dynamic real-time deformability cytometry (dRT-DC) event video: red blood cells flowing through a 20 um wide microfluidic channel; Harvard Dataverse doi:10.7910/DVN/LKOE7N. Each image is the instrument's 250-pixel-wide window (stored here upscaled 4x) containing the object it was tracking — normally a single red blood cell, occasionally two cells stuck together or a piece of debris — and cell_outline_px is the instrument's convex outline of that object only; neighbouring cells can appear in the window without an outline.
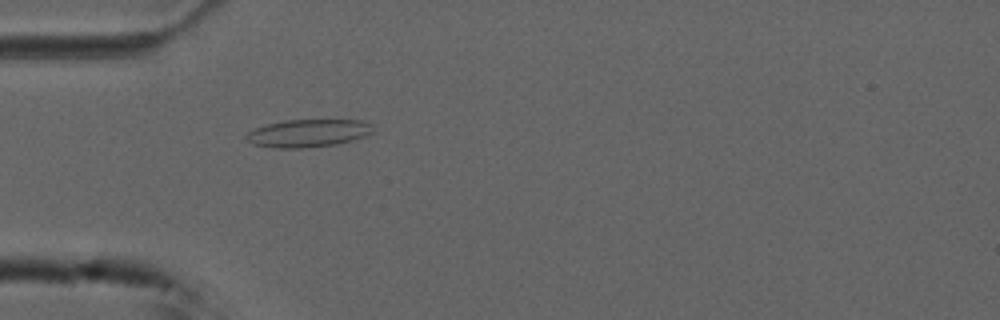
{"species": "common noctule bat (a hibernating species)", "species_latin": "Nyctalus noctula", "temperature_condition": "cold", "stored_images_in_passage": 50, "camera_frame_rate_fps": 3000, "um_per_image_px": 0.085, "animal": {"sex": "male", "forearm_length_mm": 52.5}, "frame": {"image": 1, "passage_image": 12, "time_ms": 3.667, "image_size_px": [1000, 320], "cell_outline_px": [[376, 132], [352, 140], [336, 144], [304, 148], [276, 148], [252, 144], [244, 136], [248, 132], [256, 128], [268, 124], [284, 120], [360, 120], [372, 124]], "centroid_in_image_um": [26.22, 11.32], "position_along_channel_um": 58.8, "area_um2": 20.52}}
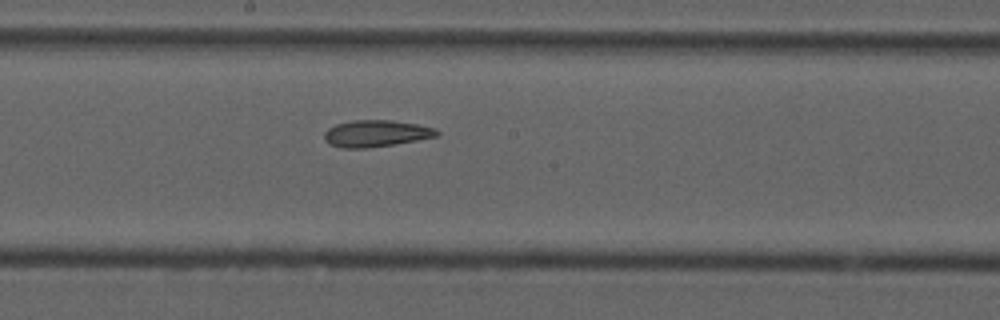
{"frame": {"image": 2, "passage_image": 25, "time_ms": 8.0, "image_size_px": [1000, 320], "cell_outline_px": [[440, 136], [392, 144], [364, 148], [340, 148], [328, 144], [324, 140], [324, 132], [328, 128], [336, 124], [352, 120], [392, 120], [416, 124], [436, 128], [440, 132]], "centroid_in_image_um": [31.95, 11.34], "position_along_channel_um": 216.3, "area_um2": 17.57}}
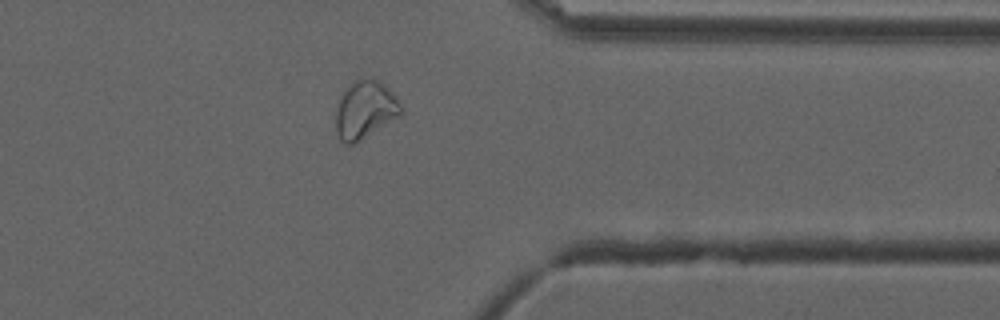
{"frame": {"image": 3, "passage_image": 39, "time_ms": 12.667, "image_size_px": [1000, 320], "cell_outline_px": [[400, 116], [360, 140], [352, 144], [344, 144], [340, 140], [336, 132], [336, 112], [340, 100], [344, 92], [356, 80], [368, 76], [384, 84], [396, 96], [400, 104]], "centroid_in_image_um": [31.03, 9.34], "position_along_channel_um": 380.4, "area_um2": 21.56}, "authors_computed_cell_mechanics": {"area_um2": 20.0277, "velocity_mm_per_s": 3.7154, "shape_relaxation_time_tau1_ms": null, "shape_relaxation_time_tau2_ms": 4.3738, "deformation_change_tau1": null, "deformation_change_tau2": 0.0959}}